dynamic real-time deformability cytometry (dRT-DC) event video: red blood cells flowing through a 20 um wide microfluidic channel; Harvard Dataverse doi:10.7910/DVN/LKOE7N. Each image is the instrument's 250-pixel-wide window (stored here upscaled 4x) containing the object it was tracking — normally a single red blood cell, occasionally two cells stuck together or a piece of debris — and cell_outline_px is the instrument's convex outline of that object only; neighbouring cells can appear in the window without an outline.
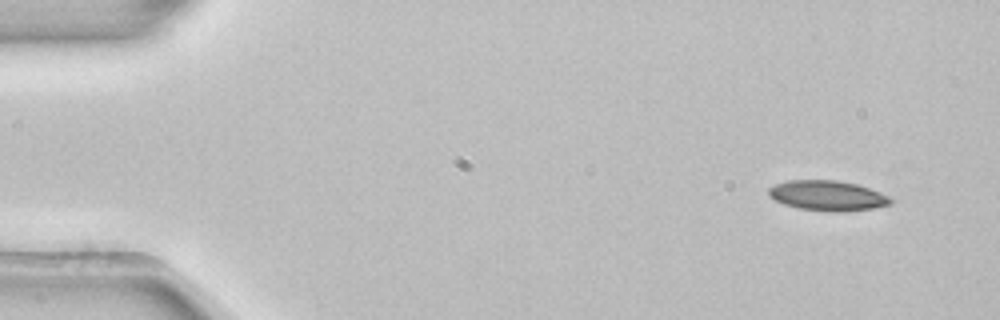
{"species": "common noctule bat (a hibernating species)", "species_latin": "Nyctalus noctula", "temperature_condition": "room temperature", "stored_images_in_passage": 4, "camera_frame_rate_fps": 3000, "um_per_image_px": 0.085, "animal": {"sex": "female", "body_mass_g": 22.7, "forearm_length_mm": 54.2}, "frame": {"image": 1, "passage_image": 1, "time_ms": 0.0, "image_size_px": [1000, 320], "cell_outline_px": [[896, 200], [892, 204], [872, 208], [844, 212], [832, 212], [796, 208], [784, 204], [768, 196], [768, 188], [776, 184], [788, 180], [836, 180], [856, 184], [868, 188], [888, 196]], "centroid_in_image_um": [70.34, 16.64], "position_along_channel_um": 14.7, "area_um2": 21.5}}
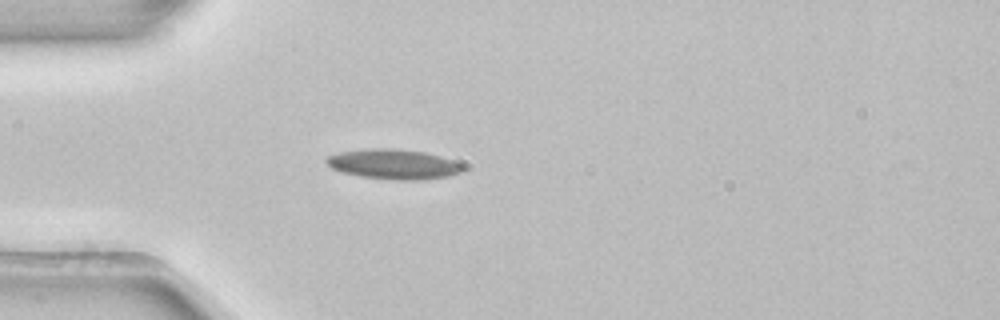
{"frame": {"image": 2, "passage_image": 4, "time_ms": 1.0, "image_size_px": [1000, 320], "cell_outline_px": [[464, 168], [460, 172], [448, 176], [420, 180], [396, 180], [360, 176], [344, 172], [332, 168], [324, 160], [328, 156], [340, 152], [368, 148], [392, 148], [424, 152], [440, 156], [452, 160], [460, 164]], "centroid_in_image_um": [33.43, 13.95], "position_along_channel_um": 51.6, "area_um2": 23.58}}